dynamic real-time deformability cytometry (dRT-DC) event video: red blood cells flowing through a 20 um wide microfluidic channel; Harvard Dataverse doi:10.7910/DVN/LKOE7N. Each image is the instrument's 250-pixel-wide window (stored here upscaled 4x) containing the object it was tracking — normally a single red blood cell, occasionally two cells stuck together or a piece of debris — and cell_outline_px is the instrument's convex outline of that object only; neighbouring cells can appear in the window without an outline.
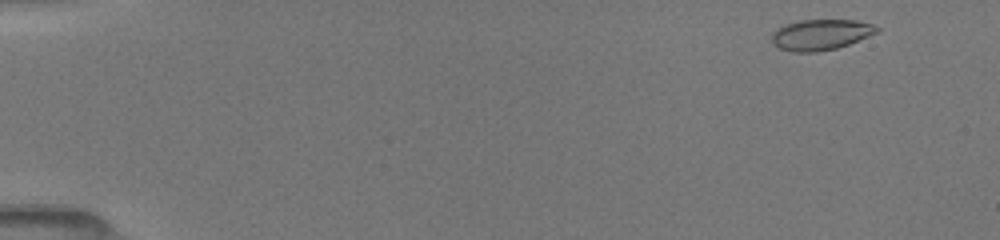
{"species": "common noctule bat (a hibernating species)", "species_latin": "Nyctalus noctula", "temperature_condition": "room temperature", "stored_images_in_passage": 7, "camera_frame_rate_fps": 3000, "um_per_image_px": 0.085, "animal": {"sex": "female", "body_mass_g": 19.5, "forearm_length_mm": 54.1}, "frame": {"image": 1, "passage_image": 1, "time_ms": 0.0, "image_size_px": [1000, 240], "cell_outline_px": [[880, 32], [848, 44], [836, 48], [816, 52], [792, 52], [780, 48], [772, 44], [772, 32], [784, 24], [800, 20], [856, 20], [872, 24], [880, 28]], "centroid_in_image_um": [69.76, 2.94], "position_along_channel_um": 15.2, "area_um2": 18.9}}